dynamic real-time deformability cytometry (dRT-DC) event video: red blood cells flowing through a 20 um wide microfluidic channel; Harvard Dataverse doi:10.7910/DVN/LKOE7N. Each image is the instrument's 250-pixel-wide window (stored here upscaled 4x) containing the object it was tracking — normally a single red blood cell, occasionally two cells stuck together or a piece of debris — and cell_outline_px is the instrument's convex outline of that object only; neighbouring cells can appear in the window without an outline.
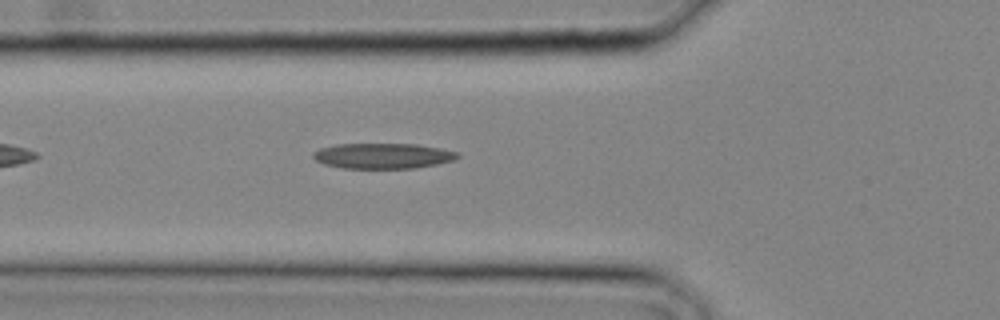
{"species": "common noctule bat (a hibernating species)", "species_latin": "Nyctalus noctula", "temperature_condition": "cold", "stored_images_in_passage": 20, "camera_frame_rate_fps": 3000, "um_per_image_px": 0.085, "animal": {"sex": "male", "body_mass_g": 20.4}, "frame": {"image": 1, "passage_image": 2, "time_ms": 0.333, "image_size_px": [1000, 320], "cell_outline_px": [[460, 156], [456, 160], [416, 168], [340, 168], [324, 164], [316, 160], [312, 156], [312, 152], [320, 148], [336, 144], [416, 144], [440, 148], [460, 152]], "centroid_in_image_um": [32.56, 13.25], "position_along_channel_um": 93.2, "area_um2": 21.56}}
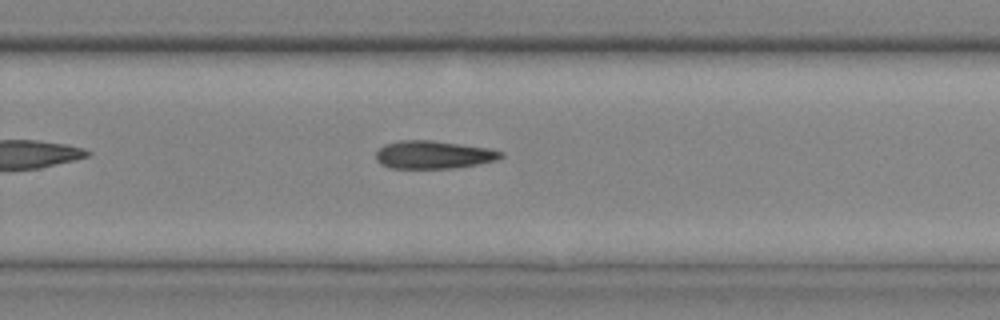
{"frame": {"image": 2, "passage_image": 11, "time_ms": 3.333, "image_size_px": [1000, 320], "cell_outline_px": [[504, 156], [500, 160], [456, 168], [388, 168], [380, 164], [376, 160], [376, 152], [384, 144], [400, 140], [432, 140], [488, 148], [504, 152]], "centroid_in_image_um": [36.86, 13.15], "position_along_channel_um": 292.9, "area_um2": 20.58}}
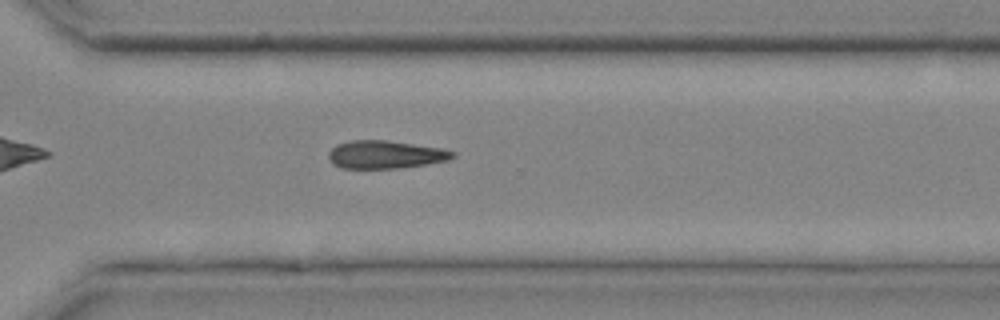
{"frame": {"image": 3, "passage_image": 13, "time_ms": 4.0, "image_size_px": [1000, 320], "cell_outline_px": [[456, 156], [448, 160], [428, 164], [400, 168], [340, 168], [332, 164], [328, 156], [328, 152], [336, 144], [348, 140], [384, 140], [440, 148], [456, 152]], "centroid_in_image_um": [32.73, 13.14], "position_along_channel_um": 337.9, "area_um2": 20.29}}